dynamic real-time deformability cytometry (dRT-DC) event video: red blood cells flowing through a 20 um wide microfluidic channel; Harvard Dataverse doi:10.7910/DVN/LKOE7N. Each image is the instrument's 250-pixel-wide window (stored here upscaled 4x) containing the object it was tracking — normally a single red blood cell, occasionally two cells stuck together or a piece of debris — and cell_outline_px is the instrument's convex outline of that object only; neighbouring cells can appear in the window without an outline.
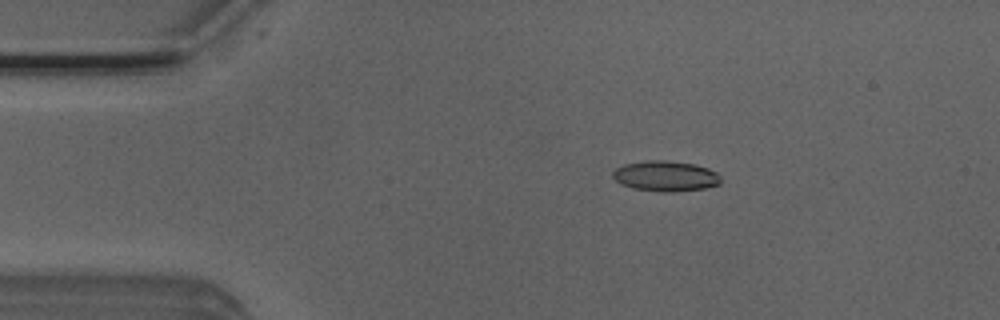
{"species": "Egyptian fruit bat (a non-hibernating species)", "species_latin": "Rousettus aegyptiacus", "temperature_condition": "room temperature", "stored_images_in_passage": 7, "camera_frame_rate_fps": 3000, "um_per_image_px": 0.085, "animal": {"sex": "male"}, "frame": {"image": 1, "passage_image": 3, "time_ms": 0.667, "image_size_px": [1000, 320], "cell_outline_px": [[720, 184], [704, 188], [676, 192], [660, 192], [632, 188], [620, 184], [612, 176], [612, 172], [616, 168], [624, 164], [648, 160], [664, 160], [696, 164], [708, 168], [716, 172], [720, 176]], "centroid_in_image_um": [56.56, 14.97], "position_along_channel_um": 28.4, "area_um2": 19.31}}
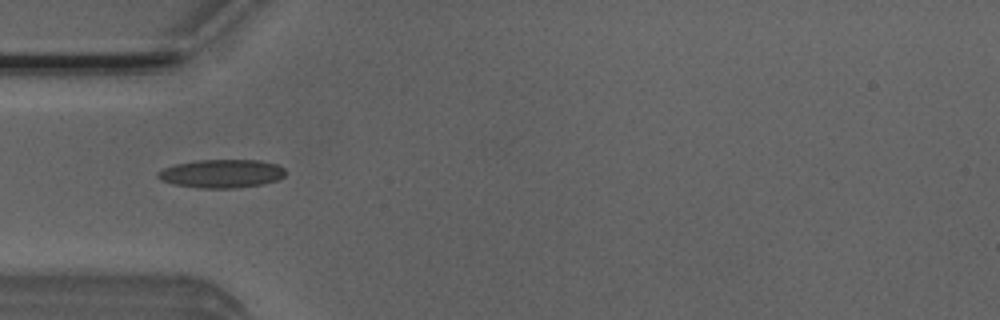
{"frame": {"image": 2, "passage_image": 5, "time_ms": 1.333, "image_size_px": [1000, 320], "cell_outline_px": [[284, 176], [276, 180], [264, 184], [236, 188], [200, 188], [176, 184], [160, 180], [156, 176], [156, 172], [164, 168], [176, 164], [196, 160], [260, 160], [276, 164], [284, 168]], "centroid_in_image_um": [18.83, 14.75], "position_along_channel_um": 66.2, "area_um2": 21.1}}